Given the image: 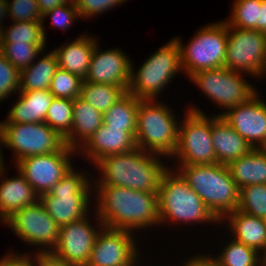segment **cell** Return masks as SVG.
<instances>
[{
    "mask_svg": "<svg viewBox=\"0 0 266 266\" xmlns=\"http://www.w3.org/2000/svg\"><path fill=\"white\" fill-rule=\"evenodd\" d=\"M94 186L97 203L94 209L104 227L135 232L160 224L157 193L111 185Z\"/></svg>",
    "mask_w": 266,
    "mask_h": 266,
    "instance_id": "6da1fadb",
    "label": "cell"
},
{
    "mask_svg": "<svg viewBox=\"0 0 266 266\" xmlns=\"http://www.w3.org/2000/svg\"><path fill=\"white\" fill-rule=\"evenodd\" d=\"M161 157L162 155L138 147L127 153L105 156L95 164L100 175L97 176L99 180L93 179V185L158 193L162 175L169 168Z\"/></svg>",
    "mask_w": 266,
    "mask_h": 266,
    "instance_id": "7a4b0ae2",
    "label": "cell"
},
{
    "mask_svg": "<svg viewBox=\"0 0 266 266\" xmlns=\"http://www.w3.org/2000/svg\"><path fill=\"white\" fill-rule=\"evenodd\" d=\"M175 170V171H174ZM160 225L218 223L220 221L203 203L201 197L171 166L163 173L157 193ZM177 222V223H176ZM167 223V224H164Z\"/></svg>",
    "mask_w": 266,
    "mask_h": 266,
    "instance_id": "3957f363",
    "label": "cell"
},
{
    "mask_svg": "<svg viewBox=\"0 0 266 266\" xmlns=\"http://www.w3.org/2000/svg\"><path fill=\"white\" fill-rule=\"evenodd\" d=\"M203 203L221 221L238 209L240 189L225 164L187 165L175 168Z\"/></svg>",
    "mask_w": 266,
    "mask_h": 266,
    "instance_id": "277c9868",
    "label": "cell"
},
{
    "mask_svg": "<svg viewBox=\"0 0 266 266\" xmlns=\"http://www.w3.org/2000/svg\"><path fill=\"white\" fill-rule=\"evenodd\" d=\"M176 113L163 102L140 100L137 109L136 146L144 151L171 157L178 142Z\"/></svg>",
    "mask_w": 266,
    "mask_h": 266,
    "instance_id": "5b68a950",
    "label": "cell"
},
{
    "mask_svg": "<svg viewBox=\"0 0 266 266\" xmlns=\"http://www.w3.org/2000/svg\"><path fill=\"white\" fill-rule=\"evenodd\" d=\"M87 175L86 171L77 172L73 165L50 192L40 196L39 201L59 227L81 219L91 211L90 199H95L92 197L95 193L90 195L94 182Z\"/></svg>",
    "mask_w": 266,
    "mask_h": 266,
    "instance_id": "8992f818",
    "label": "cell"
},
{
    "mask_svg": "<svg viewBox=\"0 0 266 266\" xmlns=\"http://www.w3.org/2000/svg\"><path fill=\"white\" fill-rule=\"evenodd\" d=\"M131 75L128 92L141 100H158L163 89L174 77L183 73L181 68L180 45L175 38L162 45Z\"/></svg>",
    "mask_w": 266,
    "mask_h": 266,
    "instance_id": "52a82bcc",
    "label": "cell"
},
{
    "mask_svg": "<svg viewBox=\"0 0 266 266\" xmlns=\"http://www.w3.org/2000/svg\"><path fill=\"white\" fill-rule=\"evenodd\" d=\"M187 108L183 120L180 119L177 146L170 158H176L175 164H180L177 166L217 163L211 135V117L203 113L200 107Z\"/></svg>",
    "mask_w": 266,
    "mask_h": 266,
    "instance_id": "ba28073f",
    "label": "cell"
},
{
    "mask_svg": "<svg viewBox=\"0 0 266 266\" xmlns=\"http://www.w3.org/2000/svg\"><path fill=\"white\" fill-rule=\"evenodd\" d=\"M220 21L202 26L187 45L181 38L174 37L180 45L181 68L185 76L225 67L227 23Z\"/></svg>",
    "mask_w": 266,
    "mask_h": 266,
    "instance_id": "9c48e42d",
    "label": "cell"
},
{
    "mask_svg": "<svg viewBox=\"0 0 266 266\" xmlns=\"http://www.w3.org/2000/svg\"><path fill=\"white\" fill-rule=\"evenodd\" d=\"M189 79L212 103L218 105L217 108H224L225 111L247 102L258 92L255 86L245 80L243 73L226 67L193 73Z\"/></svg>",
    "mask_w": 266,
    "mask_h": 266,
    "instance_id": "30bf717a",
    "label": "cell"
},
{
    "mask_svg": "<svg viewBox=\"0 0 266 266\" xmlns=\"http://www.w3.org/2000/svg\"><path fill=\"white\" fill-rule=\"evenodd\" d=\"M3 146L11 149L15 162L28 156L59 151L64 139L45 122L2 123Z\"/></svg>",
    "mask_w": 266,
    "mask_h": 266,
    "instance_id": "8fae6325",
    "label": "cell"
},
{
    "mask_svg": "<svg viewBox=\"0 0 266 266\" xmlns=\"http://www.w3.org/2000/svg\"><path fill=\"white\" fill-rule=\"evenodd\" d=\"M265 62L266 35L258 30L231 27L227 24L225 67L259 79L262 78Z\"/></svg>",
    "mask_w": 266,
    "mask_h": 266,
    "instance_id": "7c38bea8",
    "label": "cell"
},
{
    "mask_svg": "<svg viewBox=\"0 0 266 266\" xmlns=\"http://www.w3.org/2000/svg\"><path fill=\"white\" fill-rule=\"evenodd\" d=\"M6 226L23 243L38 246V252L52 251L59 240V226L40 201L14 212L7 218Z\"/></svg>",
    "mask_w": 266,
    "mask_h": 266,
    "instance_id": "4fadbf2b",
    "label": "cell"
},
{
    "mask_svg": "<svg viewBox=\"0 0 266 266\" xmlns=\"http://www.w3.org/2000/svg\"><path fill=\"white\" fill-rule=\"evenodd\" d=\"M77 150L66 144L57 152L33 155L15 163V168L41 196L48 193L72 168V157Z\"/></svg>",
    "mask_w": 266,
    "mask_h": 266,
    "instance_id": "5bb4252c",
    "label": "cell"
},
{
    "mask_svg": "<svg viewBox=\"0 0 266 266\" xmlns=\"http://www.w3.org/2000/svg\"><path fill=\"white\" fill-rule=\"evenodd\" d=\"M95 215L97 227L91 224L89 214L59 227V240L52 252L73 266H86L96 238L104 227L98 215Z\"/></svg>",
    "mask_w": 266,
    "mask_h": 266,
    "instance_id": "9a60e30c",
    "label": "cell"
},
{
    "mask_svg": "<svg viewBox=\"0 0 266 266\" xmlns=\"http://www.w3.org/2000/svg\"><path fill=\"white\" fill-rule=\"evenodd\" d=\"M134 238V232L103 227L86 266H133L142 257Z\"/></svg>",
    "mask_w": 266,
    "mask_h": 266,
    "instance_id": "2e32d148",
    "label": "cell"
},
{
    "mask_svg": "<svg viewBox=\"0 0 266 266\" xmlns=\"http://www.w3.org/2000/svg\"><path fill=\"white\" fill-rule=\"evenodd\" d=\"M257 92L247 102L218 114L253 148L266 147V102Z\"/></svg>",
    "mask_w": 266,
    "mask_h": 266,
    "instance_id": "e0dca14e",
    "label": "cell"
},
{
    "mask_svg": "<svg viewBox=\"0 0 266 266\" xmlns=\"http://www.w3.org/2000/svg\"><path fill=\"white\" fill-rule=\"evenodd\" d=\"M100 50V51H99ZM131 59L122 49L102 50L95 39V48L84 79L90 83L121 86L126 92L131 75Z\"/></svg>",
    "mask_w": 266,
    "mask_h": 266,
    "instance_id": "ac0fdd59",
    "label": "cell"
},
{
    "mask_svg": "<svg viewBox=\"0 0 266 266\" xmlns=\"http://www.w3.org/2000/svg\"><path fill=\"white\" fill-rule=\"evenodd\" d=\"M135 133L123 131V128H108L102 124L77 153L84 155L94 166L105 156L127 153L137 148Z\"/></svg>",
    "mask_w": 266,
    "mask_h": 266,
    "instance_id": "d6986e66",
    "label": "cell"
},
{
    "mask_svg": "<svg viewBox=\"0 0 266 266\" xmlns=\"http://www.w3.org/2000/svg\"><path fill=\"white\" fill-rule=\"evenodd\" d=\"M17 172V176L8 178L5 177L7 168L0 167V209L6 219L16 211L34 205L40 199L24 176L18 170Z\"/></svg>",
    "mask_w": 266,
    "mask_h": 266,
    "instance_id": "ffe728a7",
    "label": "cell"
},
{
    "mask_svg": "<svg viewBox=\"0 0 266 266\" xmlns=\"http://www.w3.org/2000/svg\"><path fill=\"white\" fill-rule=\"evenodd\" d=\"M211 116V135L216 162L228 165L253 149L221 116Z\"/></svg>",
    "mask_w": 266,
    "mask_h": 266,
    "instance_id": "44dd1931",
    "label": "cell"
},
{
    "mask_svg": "<svg viewBox=\"0 0 266 266\" xmlns=\"http://www.w3.org/2000/svg\"><path fill=\"white\" fill-rule=\"evenodd\" d=\"M224 221L226 225H230L227 227H230L232 239L257 250L262 255L266 252V225L263 218L237 209L228 213L220 224Z\"/></svg>",
    "mask_w": 266,
    "mask_h": 266,
    "instance_id": "7402d4cb",
    "label": "cell"
},
{
    "mask_svg": "<svg viewBox=\"0 0 266 266\" xmlns=\"http://www.w3.org/2000/svg\"><path fill=\"white\" fill-rule=\"evenodd\" d=\"M94 48L95 38L88 34H82L71 43H63L52 51L57 57L60 68L84 80L88 73Z\"/></svg>",
    "mask_w": 266,
    "mask_h": 266,
    "instance_id": "603a6c76",
    "label": "cell"
},
{
    "mask_svg": "<svg viewBox=\"0 0 266 266\" xmlns=\"http://www.w3.org/2000/svg\"><path fill=\"white\" fill-rule=\"evenodd\" d=\"M19 96L2 123L44 122L54 96L49 90L20 91Z\"/></svg>",
    "mask_w": 266,
    "mask_h": 266,
    "instance_id": "cb8c5ba5",
    "label": "cell"
},
{
    "mask_svg": "<svg viewBox=\"0 0 266 266\" xmlns=\"http://www.w3.org/2000/svg\"><path fill=\"white\" fill-rule=\"evenodd\" d=\"M103 124V114L80 97L73 100L71 133L64 139L65 144L79 150Z\"/></svg>",
    "mask_w": 266,
    "mask_h": 266,
    "instance_id": "d4e9b609",
    "label": "cell"
},
{
    "mask_svg": "<svg viewBox=\"0 0 266 266\" xmlns=\"http://www.w3.org/2000/svg\"><path fill=\"white\" fill-rule=\"evenodd\" d=\"M231 176L239 189L249 185L266 184V150L251 149L246 155L228 165Z\"/></svg>",
    "mask_w": 266,
    "mask_h": 266,
    "instance_id": "484cf974",
    "label": "cell"
},
{
    "mask_svg": "<svg viewBox=\"0 0 266 266\" xmlns=\"http://www.w3.org/2000/svg\"><path fill=\"white\" fill-rule=\"evenodd\" d=\"M39 60V61H38ZM31 65L20 70V91L49 90L54 73L59 68L57 57L50 50Z\"/></svg>",
    "mask_w": 266,
    "mask_h": 266,
    "instance_id": "4316f807",
    "label": "cell"
},
{
    "mask_svg": "<svg viewBox=\"0 0 266 266\" xmlns=\"http://www.w3.org/2000/svg\"><path fill=\"white\" fill-rule=\"evenodd\" d=\"M140 100L127 91L103 113V124L108 128H123V131H136L137 109Z\"/></svg>",
    "mask_w": 266,
    "mask_h": 266,
    "instance_id": "83f0119b",
    "label": "cell"
},
{
    "mask_svg": "<svg viewBox=\"0 0 266 266\" xmlns=\"http://www.w3.org/2000/svg\"><path fill=\"white\" fill-rule=\"evenodd\" d=\"M126 91L121 86L83 81L80 98L102 114L115 104Z\"/></svg>",
    "mask_w": 266,
    "mask_h": 266,
    "instance_id": "f1b7e54d",
    "label": "cell"
},
{
    "mask_svg": "<svg viewBox=\"0 0 266 266\" xmlns=\"http://www.w3.org/2000/svg\"><path fill=\"white\" fill-rule=\"evenodd\" d=\"M2 28V43H33L43 51L46 48V38L43 33L42 22L20 21Z\"/></svg>",
    "mask_w": 266,
    "mask_h": 266,
    "instance_id": "f546056e",
    "label": "cell"
},
{
    "mask_svg": "<svg viewBox=\"0 0 266 266\" xmlns=\"http://www.w3.org/2000/svg\"><path fill=\"white\" fill-rule=\"evenodd\" d=\"M219 266H263V256L257 250L231 239L219 256L214 255Z\"/></svg>",
    "mask_w": 266,
    "mask_h": 266,
    "instance_id": "4dcf8cb0",
    "label": "cell"
},
{
    "mask_svg": "<svg viewBox=\"0 0 266 266\" xmlns=\"http://www.w3.org/2000/svg\"><path fill=\"white\" fill-rule=\"evenodd\" d=\"M72 118L73 100L54 97L44 122L65 139L71 133Z\"/></svg>",
    "mask_w": 266,
    "mask_h": 266,
    "instance_id": "1f68e13d",
    "label": "cell"
},
{
    "mask_svg": "<svg viewBox=\"0 0 266 266\" xmlns=\"http://www.w3.org/2000/svg\"><path fill=\"white\" fill-rule=\"evenodd\" d=\"M229 20L226 23L231 27L257 30V21L260 0H235Z\"/></svg>",
    "mask_w": 266,
    "mask_h": 266,
    "instance_id": "d6a6232c",
    "label": "cell"
},
{
    "mask_svg": "<svg viewBox=\"0 0 266 266\" xmlns=\"http://www.w3.org/2000/svg\"><path fill=\"white\" fill-rule=\"evenodd\" d=\"M238 210L264 218L266 216V184L242 187L239 193Z\"/></svg>",
    "mask_w": 266,
    "mask_h": 266,
    "instance_id": "836d02e7",
    "label": "cell"
},
{
    "mask_svg": "<svg viewBox=\"0 0 266 266\" xmlns=\"http://www.w3.org/2000/svg\"><path fill=\"white\" fill-rule=\"evenodd\" d=\"M43 50L33 43H2L1 53L17 69L22 70L31 65ZM40 54V55H39Z\"/></svg>",
    "mask_w": 266,
    "mask_h": 266,
    "instance_id": "e575fe53",
    "label": "cell"
},
{
    "mask_svg": "<svg viewBox=\"0 0 266 266\" xmlns=\"http://www.w3.org/2000/svg\"><path fill=\"white\" fill-rule=\"evenodd\" d=\"M83 79L62 68H58L51 81L50 93L55 98L74 100L80 97Z\"/></svg>",
    "mask_w": 266,
    "mask_h": 266,
    "instance_id": "d590c367",
    "label": "cell"
},
{
    "mask_svg": "<svg viewBox=\"0 0 266 266\" xmlns=\"http://www.w3.org/2000/svg\"><path fill=\"white\" fill-rule=\"evenodd\" d=\"M20 92V70L0 52V103Z\"/></svg>",
    "mask_w": 266,
    "mask_h": 266,
    "instance_id": "8d00e7d4",
    "label": "cell"
},
{
    "mask_svg": "<svg viewBox=\"0 0 266 266\" xmlns=\"http://www.w3.org/2000/svg\"><path fill=\"white\" fill-rule=\"evenodd\" d=\"M7 14L11 22H42L43 17L37 0H7Z\"/></svg>",
    "mask_w": 266,
    "mask_h": 266,
    "instance_id": "74e56055",
    "label": "cell"
},
{
    "mask_svg": "<svg viewBox=\"0 0 266 266\" xmlns=\"http://www.w3.org/2000/svg\"><path fill=\"white\" fill-rule=\"evenodd\" d=\"M51 18V26L54 28L58 29H62L67 30L71 27V25H73L74 21L76 22L79 19H81L80 14L78 12V9L76 8L75 2L73 3H69V4H64L62 6H57L53 9H51L50 11L46 12L45 14H43L42 17V24H43V33L44 36L47 40V36H46V27H45V19L46 17ZM77 19V20H76Z\"/></svg>",
    "mask_w": 266,
    "mask_h": 266,
    "instance_id": "f35d334b",
    "label": "cell"
},
{
    "mask_svg": "<svg viewBox=\"0 0 266 266\" xmlns=\"http://www.w3.org/2000/svg\"><path fill=\"white\" fill-rule=\"evenodd\" d=\"M127 0H74L81 20L102 15L113 7L125 3Z\"/></svg>",
    "mask_w": 266,
    "mask_h": 266,
    "instance_id": "ab89813d",
    "label": "cell"
},
{
    "mask_svg": "<svg viewBox=\"0 0 266 266\" xmlns=\"http://www.w3.org/2000/svg\"><path fill=\"white\" fill-rule=\"evenodd\" d=\"M33 252V265L34 266H73L67 263L64 259L56 256L52 251Z\"/></svg>",
    "mask_w": 266,
    "mask_h": 266,
    "instance_id": "60d3db41",
    "label": "cell"
},
{
    "mask_svg": "<svg viewBox=\"0 0 266 266\" xmlns=\"http://www.w3.org/2000/svg\"><path fill=\"white\" fill-rule=\"evenodd\" d=\"M29 253H7L0 259V266H34L32 256Z\"/></svg>",
    "mask_w": 266,
    "mask_h": 266,
    "instance_id": "b9f144b4",
    "label": "cell"
},
{
    "mask_svg": "<svg viewBox=\"0 0 266 266\" xmlns=\"http://www.w3.org/2000/svg\"><path fill=\"white\" fill-rule=\"evenodd\" d=\"M182 266H219V263L216 261L213 255H193L189 259H186V262Z\"/></svg>",
    "mask_w": 266,
    "mask_h": 266,
    "instance_id": "7bdbcfd3",
    "label": "cell"
},
{
    "mask_svg": "<svg viewBox=\"0 0 266 266\" xmlns=\"http://www.w3.org/2000/svg\"><path fill=\"white\" fill-rule=\"evenodd\" d=\"M37 2L40 8V11L43 15L57 6H62L64 4L73 3L74 0H37Z\"/></svg>",
    "mask_w": 266,
    "mask_h": 266,
    "instance_id": "ee69618b",
    "label": "cell"
},
{
    "mask_svg": "<svg viewBox=\"0 0 266 266\" xmlns=\"http://www.w3.org/2000/svg\"><path fill=\"white\" fill-rule=\"evenodd\" d=\"M257 30L266 35V0H260Z\"/></svg>",
    "mask_w": 266,
    "mask_h": 266,
    "instance_id": "f6af8a7d",
    "label": "cell"
},
{
    "mask_svg": "<svg viewBox=\"0 0 266 266\" xmlns=\"http://www.w3.org/2000/svg\"><path fill=\"white\" fill-rule=\"evenodd\" d=\"M6 16H7V0H0V29L4 27L2 23Z\"/></svg>",
    "mask_w": 266,
    "mask_h": 266,
    "instance_id": "bcb514c9",
    "label": "cell"
},
{
    "mask_svg": "<svg viewBox=\"0 0 266 266\" xmlns=\"http://www.w3.org/2000/svg\"><path fill=\"white\" fill-rule=\"evenodd\" d=\"M2 147H4L3 146V127H2V121H0V167H2V166H5L6 164H4L5 163V161L3 160V154H1L2 153Z\"/></svg>",
    "mask_w": 266,
    "mask_h": 266,
    "instance_id": "7dc6e473",
    "label": "cell"
},
{
    "mask_svg": "<svg viewBox=\"0 0 266 266\" xmlns=\"http://www.w3.org/2000/svg\"><path fill=\"white\" fill-rule=\"evenodd\" d=\"M3 222V225H6L7 219L2 215L1 209H0V223Z\"/></svg>",
    "mask_w": 266,
    "mask_h": 266,
    "instance_id": "c3c4849f",
    "label": "cell"
},
{
    "mask_svg": "<svg viewBox=\"0 0 266 266\" xmlns=\"http://www.w3.org/2000/svg\"><path fill=\"white\" fill-rule=\"evenodd\" d=\"M262 256H263V266H266V252Z\"/></svg>",
    "mask_w": 266,
    "mask_h": 266,
    "instance_id": "681fc988",
    "label": "cell"
},
{
    "mask_svg": "<svg viewBox=\"0 0 266 266\" xmlns=\"http://www.w3.org/2000/svg\"><path fill=\"white\" fill-rule=\"evenodd\" d=\"M1 45H2V29H0V52H1Z\"/></svg>",
    "mask_w": 266,
    "mask_h": 266,
    "instance_id": "f907efd6",
    "label": "cell"
},
{
    "mask_svg": "<svg viewBox=\"0 0 266 266\" xmlns=\"http://www.w3.org/2000/svg\"><path fill=\"white\" fill-rule=\"evenodd\" d=\"M266 62H265V66H264V69H263V71H262V77H266Z\"/></svg>",
    "mask_w": 266,
    "mask_h": 266,
    "instance_id": "816d5d0a",
    "label": "cell"
},
{
    "mask_svg": "<svg viewBox=\"0 0 266 266\" xmlns=\"http://www.w3.org/2000/svg\"><path fill=\"white\" fill-rule=\"evenodd\" d=\"M138 262H141V261L137 260L133 266H139L140 263H138ZM158 266H159V265H158Z\"/></svg>",
    "mask_w": 266,
    "mask_h": 266,
    "instance_id": "f5cc1de1",
    "label": "cell"
},
{
    "mask_svg": "<svg viewBox=\"0 0 266 266\" xmlns=\"http://www.w3.org/2000/svg\"><path fill=\"white\" fill-rule=\"evenodd\" d=\"M264 222H265V225H266V216L263 218Z\"/></svg>",
    "mask_w": 266,
    "mask_h": 266,
    "instance_id": "db71d44e",
    "label": "cell"
}]
</instances>
